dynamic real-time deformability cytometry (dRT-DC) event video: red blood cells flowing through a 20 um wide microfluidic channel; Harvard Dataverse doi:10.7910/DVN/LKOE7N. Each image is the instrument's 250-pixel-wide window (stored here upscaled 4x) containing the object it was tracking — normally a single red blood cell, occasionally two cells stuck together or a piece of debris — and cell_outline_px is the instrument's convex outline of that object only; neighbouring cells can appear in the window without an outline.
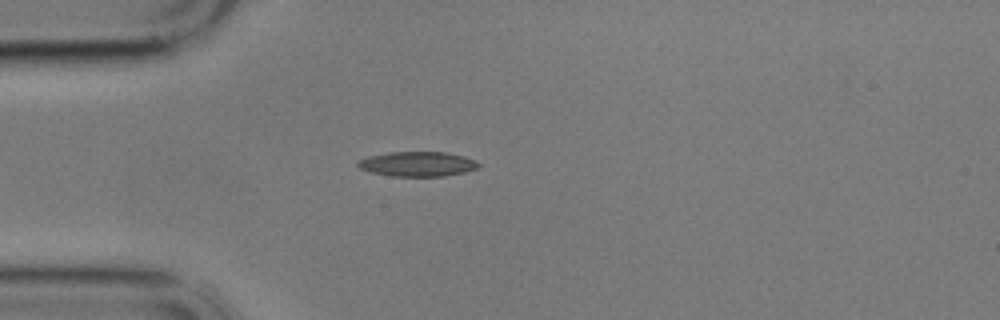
{"species": "common noctule bat (a hibernating species)", "species_latin": "Nyctalus noctula", "temperature_condition": "cold", "stored_images_in_passage": 44, "camera_frame_rate_fps": 3000, "um_per_image_px": 0.085, "animal": {"sex": "male", "body_mass_g": 17.9}, "frame": {"image": 1, "passage_image": 1, "time_ms": 0.0, "image_size_px": [1000, 320], "cell_outline_px": [[480, 168], [464, 172], [444, 176], [392, 176], [372, 172], [360, 168], [356, 164], [360, 160], [368, 156], [388, 152], [444, 152], [464, 156], [480, 164]], "centroid_in_image_um": [35.5, 13.94], "position_along_channel_um": 49.5, "area_um2": 17.28}}
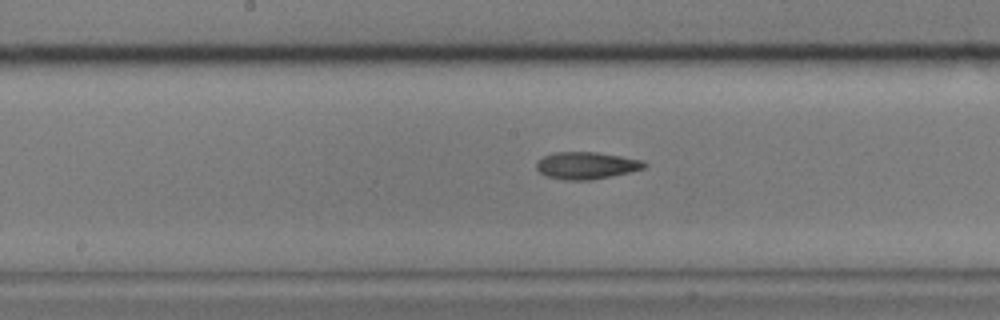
{"frame": {"image": 2, "passage_image": 15, "time_ms": 4.667, "image_size_px": [1000, 320], "cell_outline_px": [[648, 164], [644, 168], [632, 172], [612, 176], [588, 180], [564, 180], [544, 176], [536, 168], [536, 164], [544, 156], [552, 152], [596, 152], [644, 160]], "centroid_in_image_um": [49.86, 14.07], "position_along_channel_um": 198.3, "area_um2": 17.17}}
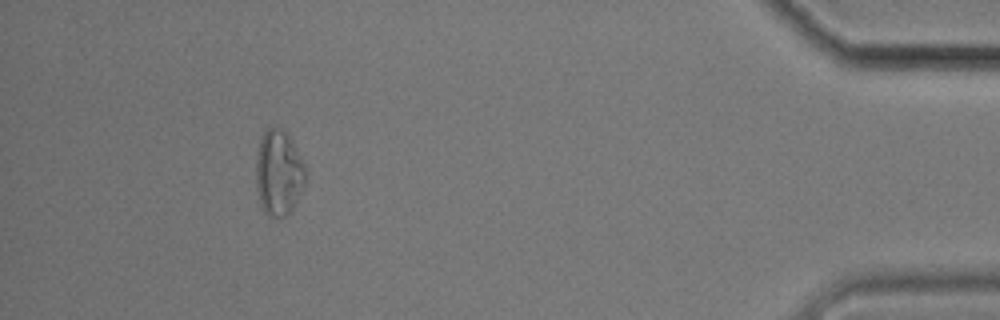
{"frame": {"image": 3, "passage_image": 39, "time_ms": 12.667, "image_size_px": [1000, 320], "cell_outline_px": [[308, 180], [292, 208], [280, 220], [268, 216], [264, 212], [260, 204], [256, 184], [256, 152], [260, 136], [272, 124], [288, 132], [308, 172]], "centroid_in_image_um": [23.69, 14.66], "position_along_channel_um": 411.5, "area_um2": 25.49}, "authors_computed_cell_mechanics": {"area_um2": 17.2822, "velocity_mm_per_s": 3.4158, "shape_relaxation_time_tau1_ms": null, "shape_relaxation_time_tau2_ms": 4.9096, "deformation_change_tau1": null, "deformation_change_tau2": 0.1208}}